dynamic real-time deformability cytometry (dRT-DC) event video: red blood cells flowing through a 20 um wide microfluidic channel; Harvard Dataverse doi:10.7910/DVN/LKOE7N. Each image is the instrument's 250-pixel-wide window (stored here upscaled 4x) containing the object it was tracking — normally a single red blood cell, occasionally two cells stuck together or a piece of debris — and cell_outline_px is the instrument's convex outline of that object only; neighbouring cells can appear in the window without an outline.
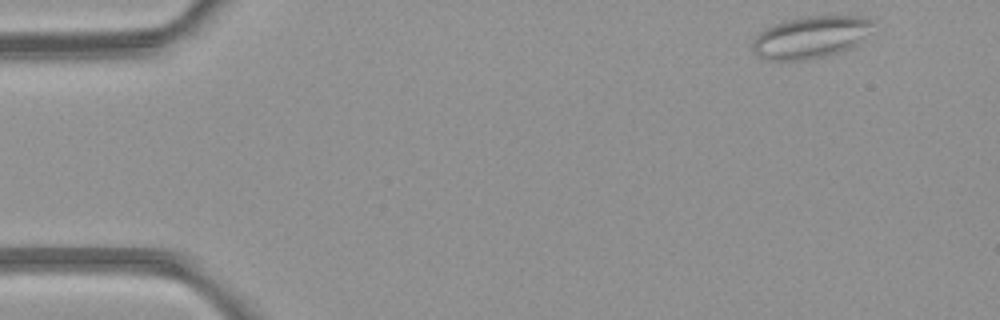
{"species": "common noctule bat (a hibernating species)", "species_latin": "Nyctalus noctula", "temperature_condition": "room temperature", "stored_images_in_passage": 5, "camera_frame_rate_fps": 3000, "um_per_image_px": 0.085, "animal": {"sex": "female", "body_mass_g": 21.9}, "frame": {"image": 1, "passage_image": 1, "time_ms": 0.0, "image_size_px": [1000, 320], "cell_outline_px": [[876, 20], [872, 32], [860, 44], [852, 48], [840, 52], [824, 56], [800, 60], [764, 60], [756, 56], [752, 52], [752, 40], [764, 28], [784, 20], [804, 16], [868, 16]], "centroid_in_image_um": [68.96, 3.15], "position_along_channel_um": 16.0, "area_um2": 30.4}}